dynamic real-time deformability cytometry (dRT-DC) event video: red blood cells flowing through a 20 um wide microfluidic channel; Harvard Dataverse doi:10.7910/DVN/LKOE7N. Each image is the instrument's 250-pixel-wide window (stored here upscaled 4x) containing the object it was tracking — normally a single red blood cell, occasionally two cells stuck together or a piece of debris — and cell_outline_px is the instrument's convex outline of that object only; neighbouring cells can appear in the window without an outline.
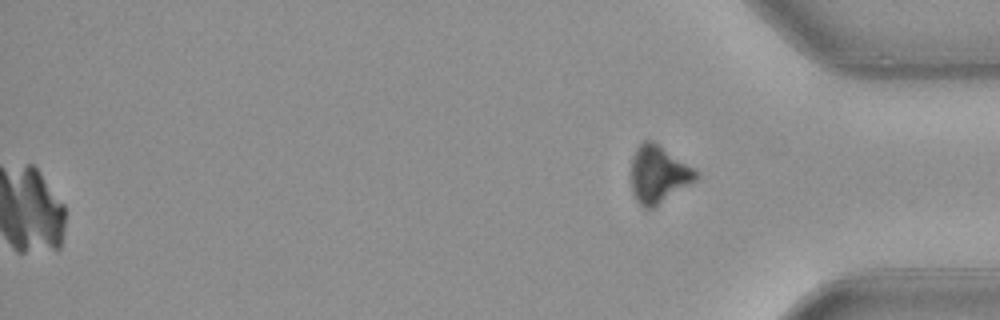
{"species": "common noctule bat (a hibernating species)", "species_latin": "Nyctalus noctula", "temperature_condition": "warm", "stored_images_in_passage": 51, "camera_frame_rate_fps": 3000, "um_per_image_px": 0.085, "animal": {"sex": "female", "body_mass_g": 21.9}, "frame": {"image": 1, "passage_image": 51, "time_ms": 16.667, "image_size_px": [1000, 320], "cell_outline_px": [[696, 180], [652, 208], [644, 208], [636, 200], [632, 192], [632, 156], [636, 148], [644, 140], [652, 140], [696, 168]], "centroid_in_image_um": [55.96, 14.79], "position_along_channel_um": 379.2, "area_um2": 21.39}}